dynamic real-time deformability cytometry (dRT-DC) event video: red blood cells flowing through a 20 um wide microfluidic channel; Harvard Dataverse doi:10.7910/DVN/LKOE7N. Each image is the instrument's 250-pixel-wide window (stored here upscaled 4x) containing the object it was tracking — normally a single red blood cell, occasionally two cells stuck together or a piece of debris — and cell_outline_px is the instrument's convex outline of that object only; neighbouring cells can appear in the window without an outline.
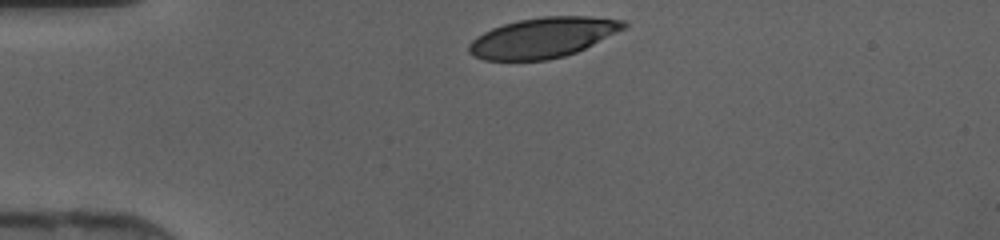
{"species": "human", "species_latin": "Homo sapiens", "temperature_condition": "cold", "stored_images_in_passage": 28, "camera_frame_rate_fps": 3000, "um_per_image_px": 0.085, "donor": {"sex": "female"}, "frame": {"image": 1, "passage_image": 1, "time_ms": 0.0, "image_size_px": [1000, 240], "cell_outline_px": [[628, 28], [576, 52], [564, 56], [548, 60], [484, 60], [472, 56], [468, 52], [468, 44], [476, 36], [492, 28], [504, 24], [520, 20], [544, 16], [588, 16], [624, 20], [628, 24]], "centroid_in_image_um": [46.16, 3.2], "position_along_channel_um": 38.8, "area_um2": 36.41}}
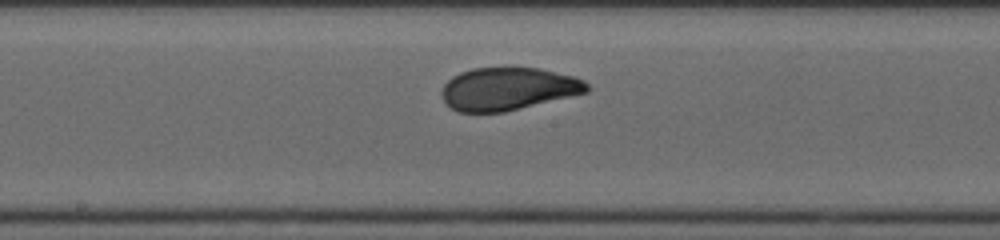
{"frame": {"image": 2, "passage_image": 15, "time_ms": 4.667, "image_size_px": [1000, 240], "cell_outline_px": [[592, 88], [588, 92], [504, 112], [460, 112], [452, 108], [444, 100], [440, 92], [444, 84], [452, 76], [460, 72], [472, 68], [536, 68], [572, 76], [584, 80]], "centroid_in_image_um": [43.18, 7.55], "position_along_channel_um": 205.0, "area_um2": 35.95}}
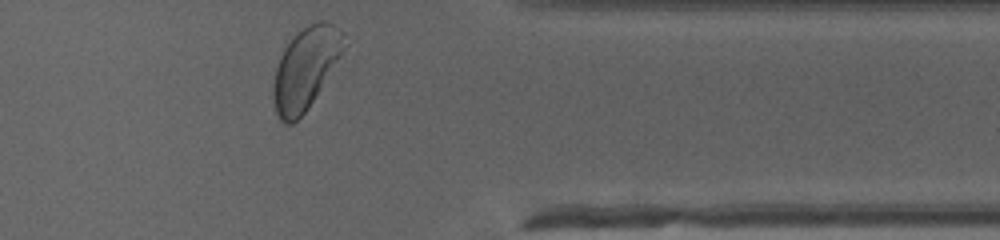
{"frame": {"image": 3, "passage_image": 28, "time_ms": 9.0, "image_size_px": [1000, 240], "cell_outline_px": [[348, 44], [320, 88], [304, 112], [292, 124], [284, 124], [280, 120], [276, 112], [272, 100], [272, 84], [276, 68], [280, 56], [284, 48], [308, 24], [320, 20], [324, 20], [340, 28], [344, 32]], "centroid_in_image_um": [25.97, 5.79], "position_along_channel_um": 385.4, "area_um2": 33.29}}